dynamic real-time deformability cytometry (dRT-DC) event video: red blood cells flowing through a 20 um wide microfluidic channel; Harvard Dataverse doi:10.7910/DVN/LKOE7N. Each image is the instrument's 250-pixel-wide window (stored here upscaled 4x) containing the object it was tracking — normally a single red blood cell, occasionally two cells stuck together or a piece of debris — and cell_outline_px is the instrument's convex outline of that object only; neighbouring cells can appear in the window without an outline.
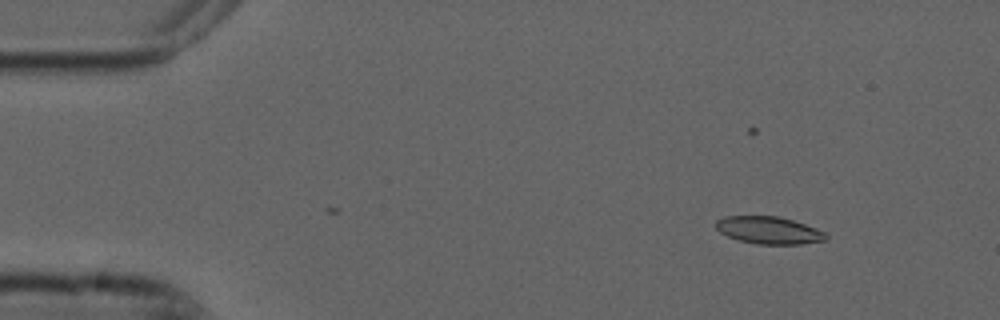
{"species": "common noctule bat (a hibernating species)", "species_latin": "Nyctalus noctula", "temperature_condition": "cold", "stored_images_in_passage": 50, "camera_frame_rate_fps": 3000, "um_per_image_px": 0.085, "animal": {"sex": "male", "forearm_length_mm": 52.5}, "frame": {"image": 1, "passage_image": 1, "time_ms": 0.0, "image_size_px": [1000, 320], "cell_outline_px": [[828, 240], [800, 244], [756, 244], [736, 240], [720, 232], [716, 228], [716, 220], [724, 216], [776, 216], [792, 220], [816, 228], [824, 232], [828, 236]], "centroid_in_image_um": [65.34, 19.58], "position_along_channel_um": 19.7, "area_um2": 17.57}}
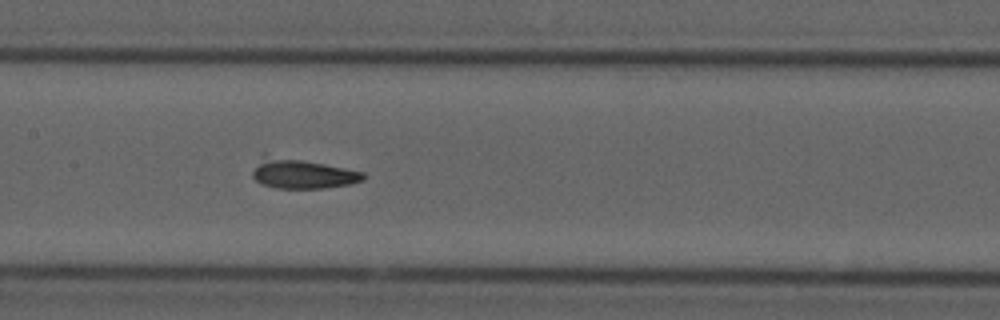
{"frame": {"image": 2, "passage_image": 21, "time_ms": 6.667, "image_size_px": [1000, 320], "cell_outline_px": [[368, 176], [364, 180], [352, 184], [324, 188], [276, 188], [260, 184], [252, 176], [252, 172], [264, 152], [364, 172]], "centroid_in_image_um": [25.67, 14.74], "position_along_channel_um": 181.7, "area_um2": 19.54}}
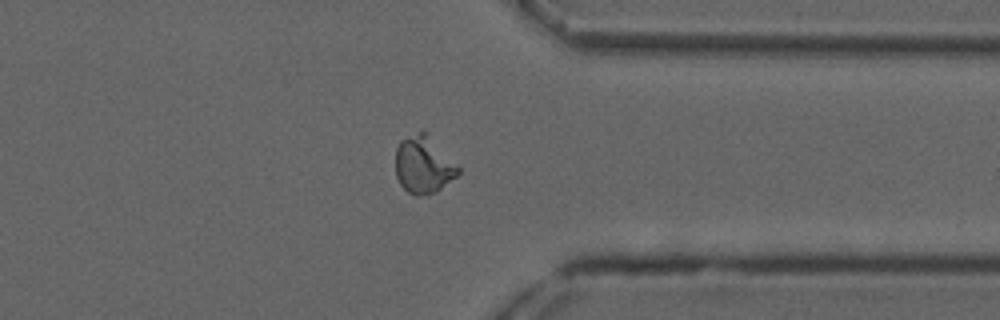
{"frame": {"image": 3, "passage_image": 37, "time_ms": 12.0, "image_size_px": [1000, 320], "cell_outline_px": [[460, 172], [456, 176], [436, 192], [416, 196], [412, 196], [400, 184], [396, 176], [396, 148], [400, 140], [420, 132], [428, 132], [460, 168]], "centroid_in_image_um": [36.0, 14.01], "position_along_channel_um": 375.4, "area_um2": 20.87}}